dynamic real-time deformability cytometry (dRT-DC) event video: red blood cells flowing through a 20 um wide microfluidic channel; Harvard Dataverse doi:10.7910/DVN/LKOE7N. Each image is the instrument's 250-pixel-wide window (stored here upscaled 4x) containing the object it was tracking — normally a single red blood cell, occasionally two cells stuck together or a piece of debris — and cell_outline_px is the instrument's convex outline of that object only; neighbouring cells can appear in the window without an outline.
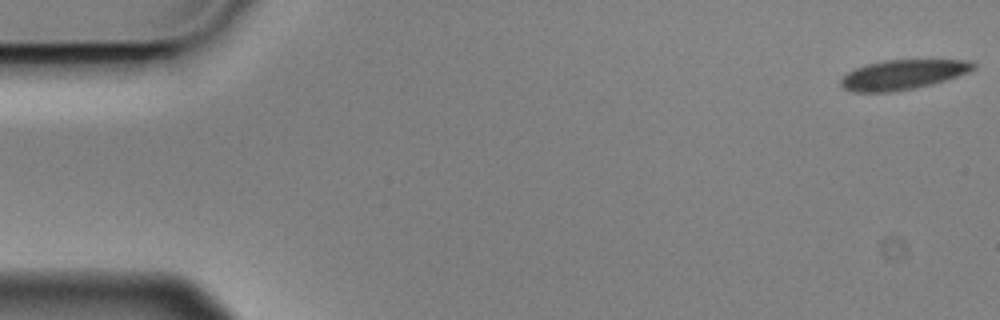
{"species": "Egyptian fruit bat (a non-hibernating species)", "species_latin": "Rousettus aegyptiacus", "temperature_condition": "cold", "stored_images_in_passage": 5, "camera_frame_rate_fps": 3000, "um_per_image_px": 0.085, "animal": {"sex": "male"}, "frame": {"image": 1, "passage_image": 1, "time_ms": 0.0, "image_size_px": [1000, 320], "cell_outline_px": [[976, 68], [968, 72], [932, 84], [892, 92], [852, 92], [844, 88], [840, 84], [840, 80], [848, 72], [856, 68], [868, 64], [884, 60], [972, 60], [976, 64]], "centroid_in_image_um": [76.74, 6.34], "position_along_channel_um": 8.3, "area_um2": 22.77}}
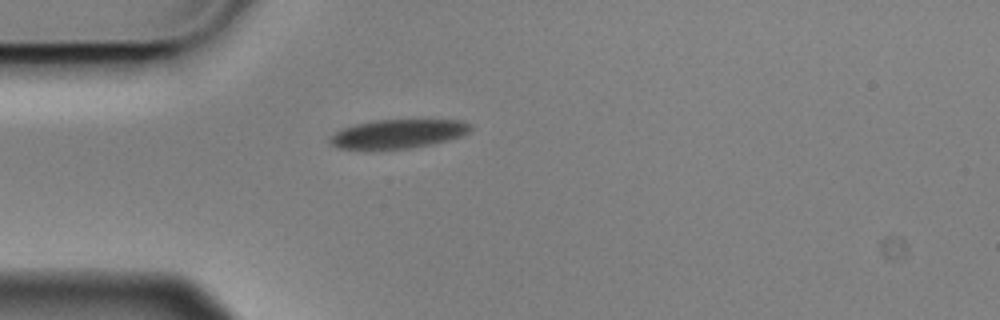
{"frame": {"image": 2, "passage_image": 5, "time_ms": 1.333, "image_size_px": [1000, 320], "cell_outline_px": [[472, 128], [468, 132], [460, 136], [448, 140], [412, 148], [372, 152], [364, 152], [336, 148], [328, 140], [336, 132], [344, 128], [356, 124], [376, 120], [460, 120], [472, 124]], "centroid_in_image_um": [33.76, 11.43], "position_along_channel_um": 51.2, "area_um2": 24.39}}